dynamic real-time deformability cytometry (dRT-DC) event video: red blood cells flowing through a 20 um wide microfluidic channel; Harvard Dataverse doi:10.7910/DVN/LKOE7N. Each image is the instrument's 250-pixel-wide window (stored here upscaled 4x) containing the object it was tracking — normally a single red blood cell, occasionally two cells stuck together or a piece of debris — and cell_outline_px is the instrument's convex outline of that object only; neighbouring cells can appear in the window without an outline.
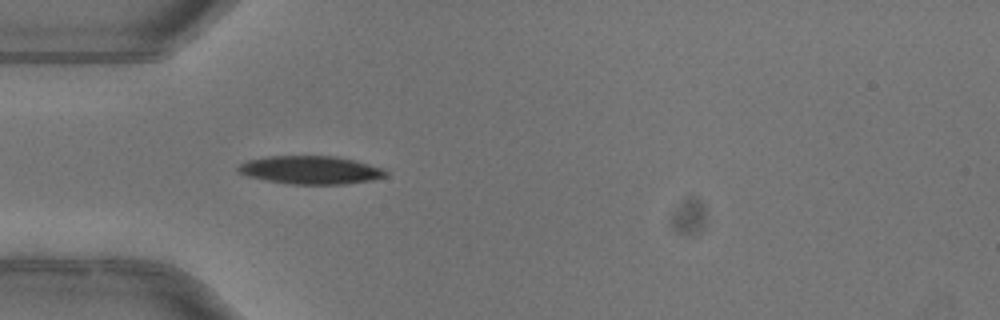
{"species": "common noctule bat (a hibernating species)", "species_latin": "Nyctalus noctula", "temperature_condition": "warm", "stored_images_in_passage": 1, "camera_frame_rate_fps": 3000, "um_per_image_px": 0.085, "animal": {"sex": "female"}, "frame": {"image": 1, "passage_image": 1, "time_ms": 0.0, "image_size_px": [1000, 320], "cell_outline_px": [[388, 176], [372, 180], [344, 184], [292, 184], [268, 180], [248, 176], [240, 172], [236, 168], [240, 164], [248, 160], [268, 156], [336, 156], [356, 160], [384, 168], [388, 172]], "centroid_in_image_um": [26.47, 14.44], "position_along_channel_um": 58.5, "area_um2": 24.22}}